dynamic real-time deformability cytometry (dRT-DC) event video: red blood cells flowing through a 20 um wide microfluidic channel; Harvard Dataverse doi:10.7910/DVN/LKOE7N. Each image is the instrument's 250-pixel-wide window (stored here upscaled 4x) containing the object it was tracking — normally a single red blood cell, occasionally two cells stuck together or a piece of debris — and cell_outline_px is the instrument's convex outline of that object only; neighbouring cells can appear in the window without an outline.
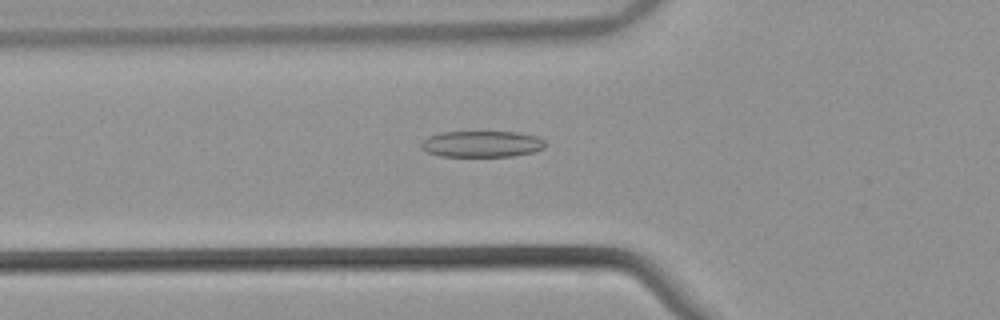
{"species": "common noctule bat (a hibernating species)", "species_latin": "Nyctalus noctula", "temperature_condition": "warm", "stored_images_in_passage": 46, "camera_frame_rate_fps": 3000, "um_per_image_px": 0.085, "animal": {"sex": "male", "body_mass_g": 21.5, "forearm_length_mm": 52.0}, "frame": {"image": 1, "passage_image": 12, "time_ms": 3.667, "image_size_px": [1000, 320], "cell_outline_px": [[544, 148], [532, 152], [512, 156], [440, 156], [428, 152], [420, 148], [420, 144], [428, 136], [444, 132], [516, 132], [536, 136], [544, 140]], "centroid_in_image_um": [40.93, 12.24], "position_along_channel_um": 84.9, "area_um2": 18.84}}
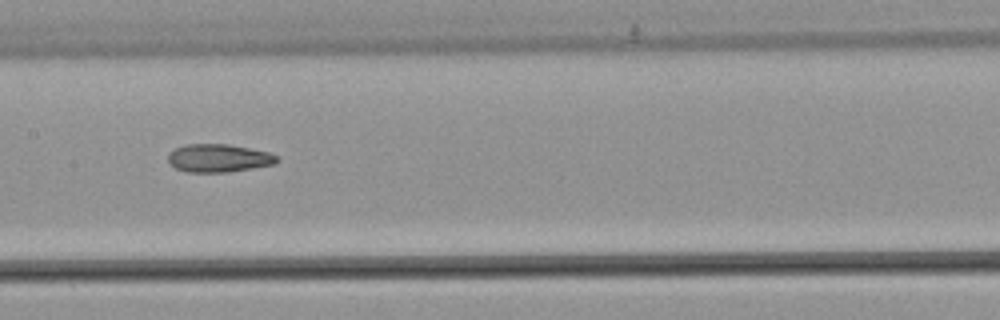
{"frame": {"image": 2, "passage_image": 20, "time_ms": 6.333, "image_size_px": [1000, 320], "cell_outline_px": [[280, 160], [276, 164], [228, 172], [184, 172], [176, 168], [168, 160], [168, 152], [184, 144], [228, 144], [268, 152], [276, 156]], "centroid_in_image_um": [18.57, 13.44], "position_along_channel_um": 188.8, "area_um2": 17.8}}
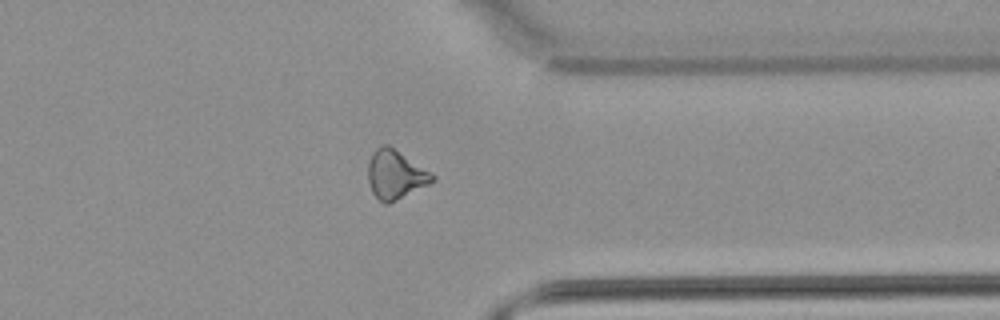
{"frame": {"image": 3, "passage_image": 35, "time_ms": 11.333, "image_size_px": [1000, 320], "cell_outline_px": [[436, 180], [388, 204], [384, 204], [372, 192], [368, 180], [368, 164], [372, 152], [376, 148], [384, 144], [388, 144], [436, 176]], "centroid_in_image_um": [33.59, 14.83], "position_along_channel_um": 377.8, "area_um2": 18.03}, "authors_computed_cell_mechanics": {"area_um2": 18.1781, "velocity_mm_per_s": 3.8723, "shape_relaxation_time_tau1_ms": 9.9898, "shape_relaxation_time_tau2_ms": 3.886, "deformation_change_tau1": 0.2026, "deformation_change_tau2": 0.1379}}